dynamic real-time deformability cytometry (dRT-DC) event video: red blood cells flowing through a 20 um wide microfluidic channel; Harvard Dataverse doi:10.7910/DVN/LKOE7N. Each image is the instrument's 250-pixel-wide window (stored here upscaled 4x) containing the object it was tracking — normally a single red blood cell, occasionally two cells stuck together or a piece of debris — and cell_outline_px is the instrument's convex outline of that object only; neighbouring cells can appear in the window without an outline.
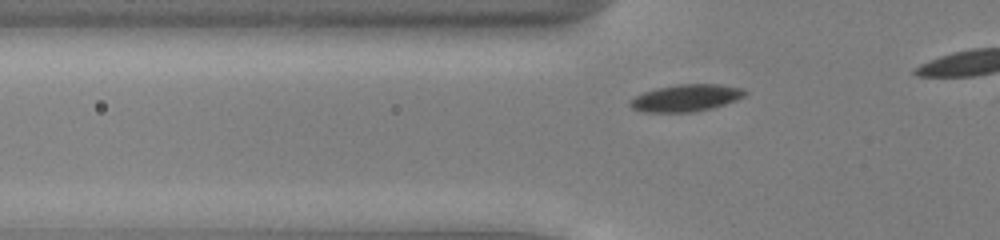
{"species": "common noctule bat (a hibernating species)", "species_latin": "Nyctalus noctula", "temperature_condition": "cold", "stored_images_in_passage": 19, "camera_frame_rate_fps": 3000, "um_per_image_px": 0.085, "animal": {"sex": "male", "body_mass_g": 13.0, "forearm_length_mm": 53.1}, "frame": {"image": 1, "passage_image": 9, "time_ms": 2.667, "image_size_px": [1000, 240], "cell_outline_px": [[748, 92], [744, 96], [736, 100], [712, 108], [696, 112], [644, 112], [632, 108], [628, 104], [636, 96], [644, 92], [656, 88], [680, 84], [716, 84], [740, 88]], "centroid_in_image_um": [58.31, 8.33], "position_along_channel_um": 67.5, "area_um2": 17.92}}
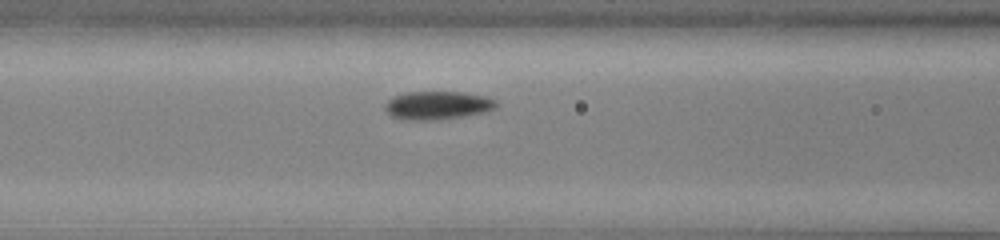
{"frame": {"image": 2, "passage_image": 14, "time_ms": 4.333, "image_size_px": [1000, 240], "cell_outline_px": [[496, 108], [464, 116], [432, 120], [404, 120], [392, 116], [384, 108], [384, 104], [388, 100], [404, 92], [464, 92], [484, 96], [496, 100]], "centroid_in_image_um": [37.15, 8.95], "position_along_channel_um": 129.4, "area_um2": 18.15}}